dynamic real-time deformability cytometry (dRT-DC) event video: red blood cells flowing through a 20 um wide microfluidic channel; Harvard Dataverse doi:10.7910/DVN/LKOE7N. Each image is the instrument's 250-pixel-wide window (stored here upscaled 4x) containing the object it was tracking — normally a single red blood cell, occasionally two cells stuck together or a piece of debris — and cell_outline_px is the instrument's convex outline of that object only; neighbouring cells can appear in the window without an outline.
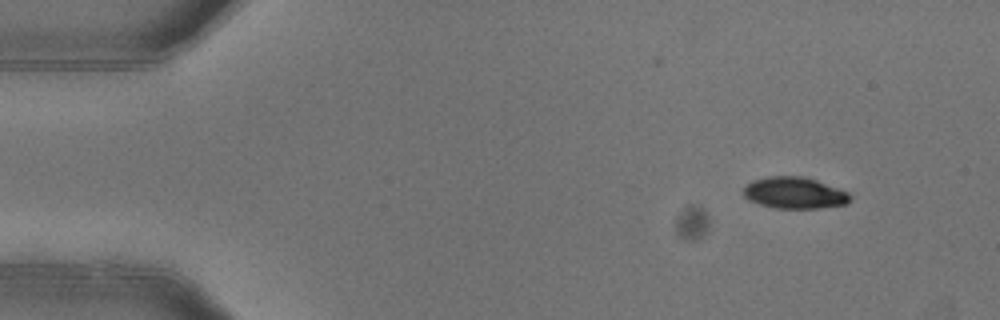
{"species": "common noctule bat (a hibernating species)", "species_latin": "Nyctalus noctula", "temperature_condition": "warm", "stored_images_in_passage": 4, "camera_frame_rate_fps": 3000, "um_per_image_px": 0.085, "animal": {"sex": "female"}, "frame": {"image": 1, "passage_image": 1, "time_ms": 0.0, "image_size_px": [1000, 320], "cell_outline_px": [[852, 200], [848, 204], [816, 208], [776, 208], [760, 204], [748, 200], [744, 196], [744, 188], [752, 180], [768, 176], [804, 176], [816, 180], [848, 192], [852, 196]], "centroid_in_image_um": [67.55, 16.39], "position_along_channel_um": 17.4, "area_um2": 19.59}}
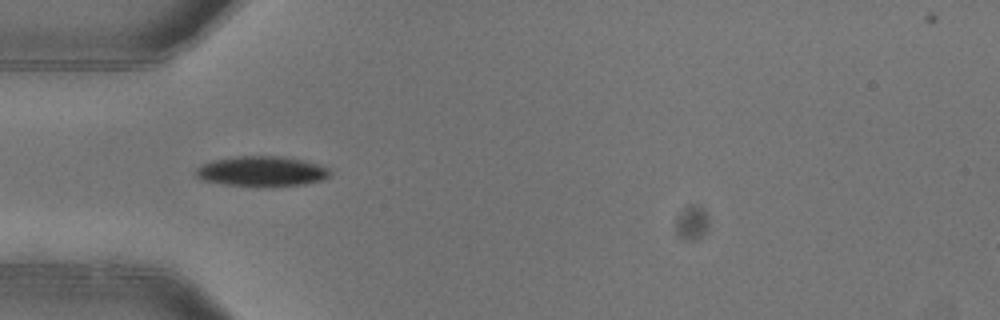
{"frame": {"image": 2, "passage_image": 4, "time_ms": 1.0, "image_size_px": [1000, 320], "cell_outline_px": [[332, 172], [328, 176], [320, 180], [304, 184], [224, 184], [204, 180], [196, 176], [196, 168], [204, 164], [216, 160], [240, 156], [280, 156], [304, 160], [320, 164], [328, 168]], "centroid_in_image_um": [22.28, 14.52], "position_along_channel_um": 62.7, "area_um2": 22.54}}